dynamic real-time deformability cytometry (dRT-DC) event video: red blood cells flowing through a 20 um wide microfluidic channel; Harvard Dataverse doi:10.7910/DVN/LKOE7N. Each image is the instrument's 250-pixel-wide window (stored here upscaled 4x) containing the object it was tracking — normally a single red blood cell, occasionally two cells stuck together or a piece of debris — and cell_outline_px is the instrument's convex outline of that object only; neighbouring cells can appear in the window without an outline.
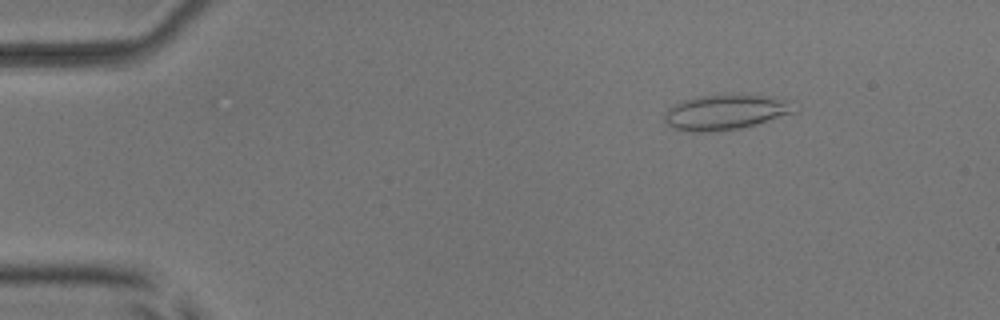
{"species": "common noctule bat (a hibernating species)", "species_latin": "Nyctalus noctula", "temperature_condition": "room temperature", "stored_images_in_passage": 7, "camera_frame_rate_fps": 3000, "um_per_image_px": 0.085, "animal": {"sex": "male", "body_mass_g": 17.9, "forearm_length_mm": 54.2}, "frame": {"image": 1, "passage_image": 2, "time_ms": 1.0, "image_size_px": [1000, 320], "cell_outline_px": [[796, 112], [756, 124], [740, 128], [712, 132], [692, 132], [672, 128], [664, 124], [664, 112], [672, 104], [696, 96], [772, 96], [796, 100]], "centroid_in_image_um": [61.68, 9.55], "position_along_channel_um": 23.3, "area_um2": 26.82}}
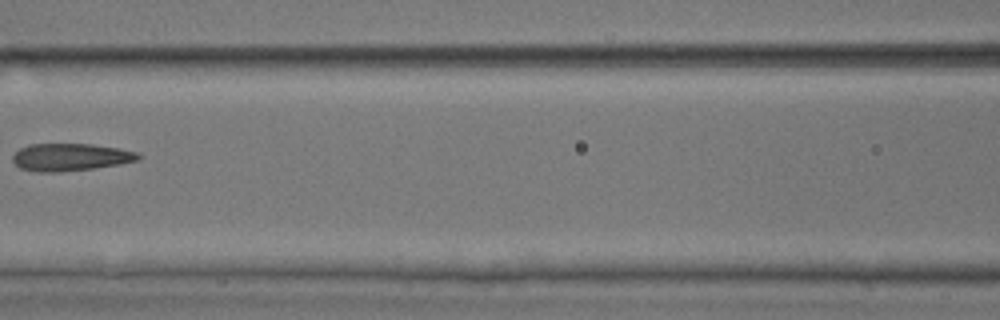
{"frame": {"image": 2, "passage_image": 6, "time_ms": 6.667, "image_size_px": [1000, 320], "cell_outline_px": [[144, 156], [140, 160], [120, 164], [92, 168], [60, 172], [36, 172], [20, 168], [12, 160], [12, 156], [20, 148], [28, 144], [92, 144], [120, 148], [140, 152]], "centroid_in_image_um": [6.04, 13.35], "position_along_channel_um": 160.6, "area_um2": 20.35}}
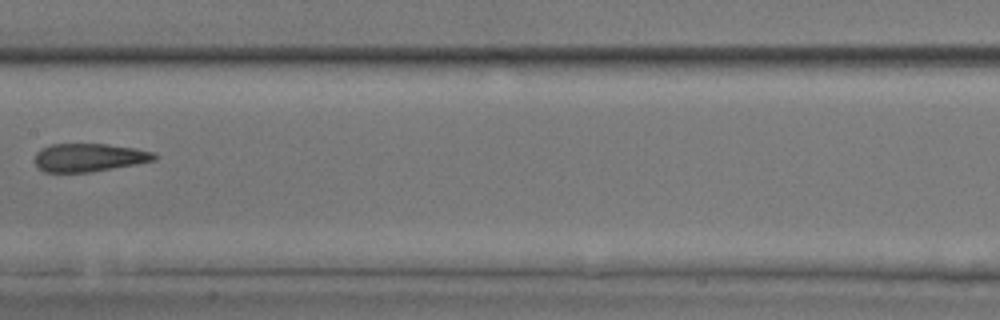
{"frame": {"image": 3, "passage_image": 7, "time_ms": 7.667, "image_size_px": [1000, 320], "cell_outline_px": [[160, 156], [156, 160], [136, 164], [92, 172], [44, 172], [32, 160], [36, 152], [40, 148], [52, 144], [108, 144], [136, 148], [156, 152]], "centroid_in_image_um": [7.59, 13.38], "position_along_channel_um": 199.8, "area_um2": 20.0}}